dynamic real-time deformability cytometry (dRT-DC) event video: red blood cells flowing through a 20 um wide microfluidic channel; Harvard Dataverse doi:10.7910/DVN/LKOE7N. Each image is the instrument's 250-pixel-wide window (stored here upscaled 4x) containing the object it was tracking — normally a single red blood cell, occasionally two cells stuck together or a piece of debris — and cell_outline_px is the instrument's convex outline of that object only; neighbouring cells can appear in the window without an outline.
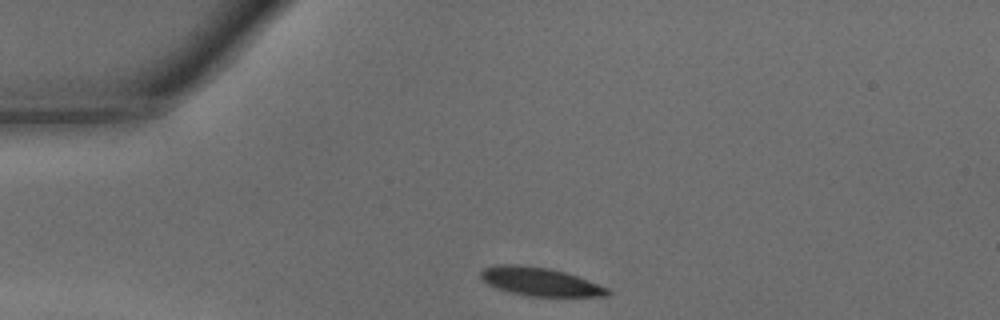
{"species": "common noctule bat (a hibernating species)", "species_latin": "Nyctalus noctula", "temperature_condition": "warm", "stored_images_in_passage": 27, "camera_frame_rate_fps": 3000, "um_per_image_px": 0.085, "animal": {"sex": "male", "body_mass_g": 15.6}, "frame": {"image": 1, "passage_image": 1, "time_ms": 0.0, "image_size_px": [1000, 320], "cell_outline_px": [[612, 292], [608, 296], [528, 296], [496, 288], [488, 284], [480, 276], [480, 272], [484, 268], [496, 264], [516, 264], [548, 268], [564, 272], [588, 280], [608, 288]], "centroid_in_image_um": [45.89, 23.94], "position_along_channel_um": 39.1, "area_um2": 20.81}}
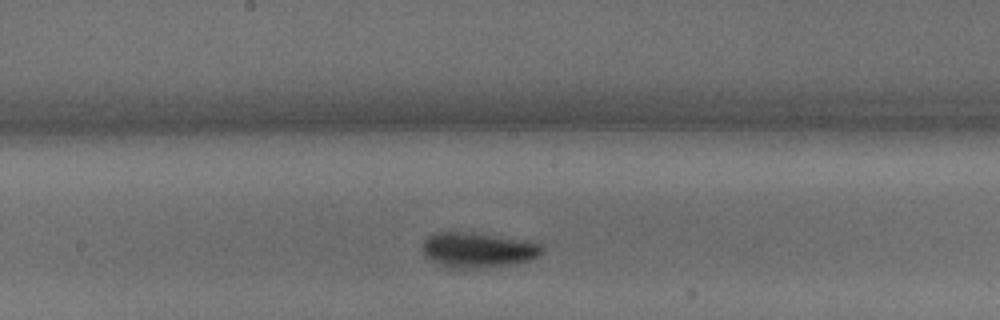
{"frame": {"image": 2, "passage_image": 15, "time_ms": 4.667, "image_size_px": [1000, 320], "cell_outline_px": [[544, 252], [528, 260], [508, 264], [464, 272], [448, 268], [436, 264], [420, 248], [420, 244], [432, 232], [476, 232], [540, 244], [544, 248]], "centroid_in_image_um": [40.51, 21.28], "position_along_channel_um": 207.7, "area_um2": 24.97}}
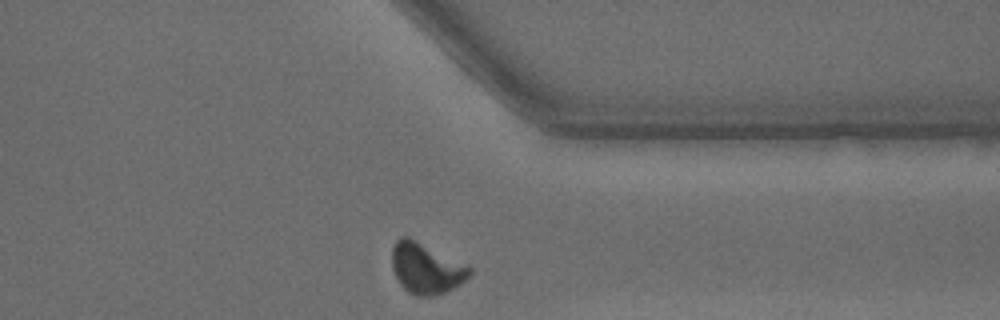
{"frame": {"image": 3, "passage_image": 27, "time_ms": 8.667, "image_size_px": [1000, 320], "cell_outline_px": [[472, 272], [460, 284], [444, 292], [432, 296], [416, 296], [408, 292], [400, 284], [392, 268], [392, 248], [396, 240], [400, 236], [408, 236], [472, 268]], "centroid_in_image_um": [36.18, 22.81], "position_along_channel_um": 375.2, "area_um2": 22.6}, "authors_computed_cell_mechanics": {"area_um2": 22.6576, "velocity_mm_per_s": 4.2819, "shape_relaxation_time_tau1_ms": 3.502, "shape_relaxation_time_tau2_ms": null, "deformation_change_tau1": 0.1996, "deformation_change_tau2": null}}